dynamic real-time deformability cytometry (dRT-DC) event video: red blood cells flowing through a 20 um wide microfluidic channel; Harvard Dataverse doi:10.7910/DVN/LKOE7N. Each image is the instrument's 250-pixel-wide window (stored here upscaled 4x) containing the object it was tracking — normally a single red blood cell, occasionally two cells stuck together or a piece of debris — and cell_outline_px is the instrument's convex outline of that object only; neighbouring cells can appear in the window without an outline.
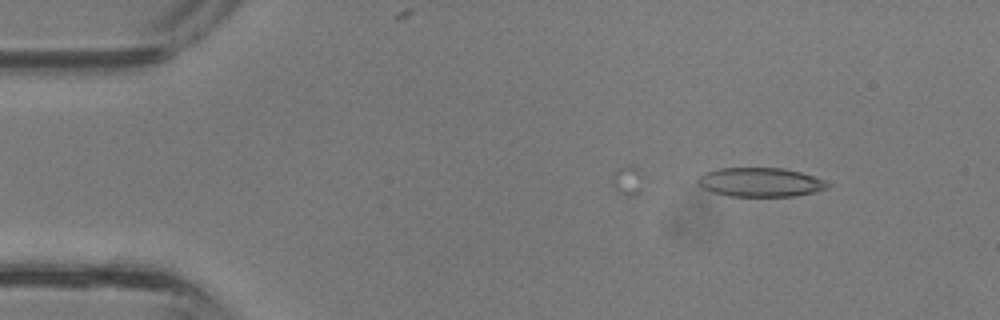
{"species": "common noctule bat (a hibernating species)", "species_latin": "Nyctalus noctula", "temperature_condition": "room temperature", "stored_images_in_passage": 21, "camera_frame_rate_fps": 3000, "um_per_image_px": 0.085, "animal": {"sex": "male", "body_mass_g": 13.3}, "frame": {"image": 1, "passage_image": 1, "time_ms": 0.0, "image_size_px": [1000, 320], "cell_outline_px": [[832, 184], [828, 188], [816, 192], [796, 196], [728, 196], [712, 192], [704, 188], [696, 180], [704, 172], [720, 168], [784, 168], [800, 172], [824, 180]], "centroid_in_image_um": [64.66, 15.49], "position_along_channel_um": 20.3, "area_um2": 22.02}}
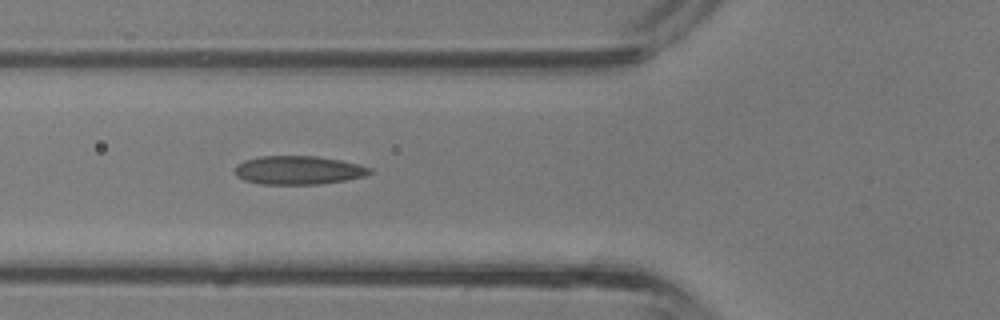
{"frame": {"image": 2, "passage_image": 10, "time_ms": 3.0, "image_size_px": [1000, 320], "cell_outline_px": [[372, 172], [364, 176], [344, 180], [320, 184], [260, 184], [244, 180], [236, 176], [236, 164], [244, 160], [260, 156], [316, 156], [340, 160], [372, 168]], "centroid_in_image_um": [25.33, 14.46], "position_along_channel_um": 100.5, "area_um2": 22.37}}
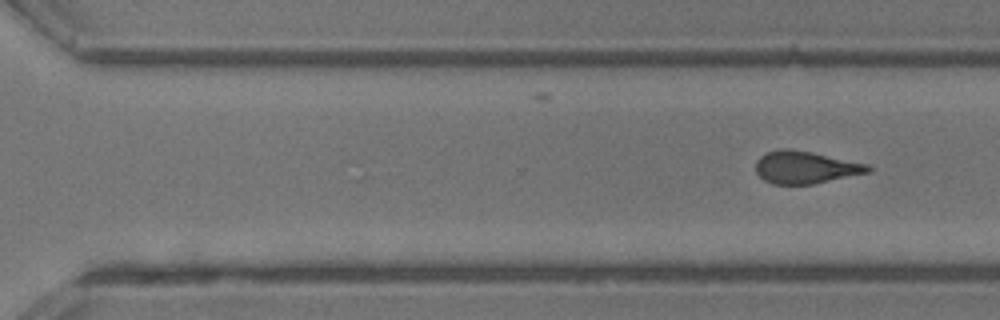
{"frame": {"image": 3, "passage_image": 21, "time_ms": 6.667, "image_size_px": [1000, 320], "cell_outline_px": [[872, 172], [812, 184], [772, 184], [764, 180], [756, 172], [756, 160], [760, 156], [768, 152], [784, 148], [788, 148], [812, 152], [868, 164], [872, 168]], "centroid_in_image_um": [68.47, 14.23], "position_along_channel_um": 302.1, "area_um2": 21.21}}